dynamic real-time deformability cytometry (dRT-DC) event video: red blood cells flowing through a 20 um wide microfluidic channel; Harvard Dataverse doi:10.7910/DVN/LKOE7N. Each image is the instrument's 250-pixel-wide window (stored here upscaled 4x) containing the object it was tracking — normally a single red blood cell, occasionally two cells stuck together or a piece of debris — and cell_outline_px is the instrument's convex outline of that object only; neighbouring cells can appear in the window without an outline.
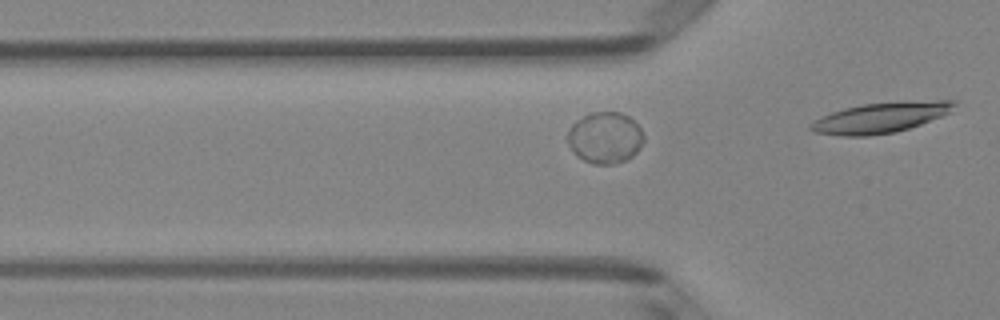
{"species": "Egyptian fruit bat (a non-hibernating species)", "species_latin": "Rousettus aegyptiacus", "temperature_condition": "room temperature", "stored_images_in_passage": 10, "segment_of_instrument_passage": [1, 2], "camera_frame_rate_fps": 3000, "um_per_image_px": 0.085, "animal": {"sex": "female"}, "frame": {"image": 1, "passage_image": 9, "time_ms": 2.667, "image_size_px": [1000, 320], "cell_outline_px": [[644, 140], [640, 148], [632, 156], [624, 160], [612, 164], [592, 164], [576, 156], [568, 144], [568, 132], [572, 124], [576, 120], [592, 112], [620, 112], [628, 116], [640, 128], [644, 136]], "centroid_in_image_um": [51.42, 11.71], "position_along_channel_um": 74.4, "area_um2": 22.72}}